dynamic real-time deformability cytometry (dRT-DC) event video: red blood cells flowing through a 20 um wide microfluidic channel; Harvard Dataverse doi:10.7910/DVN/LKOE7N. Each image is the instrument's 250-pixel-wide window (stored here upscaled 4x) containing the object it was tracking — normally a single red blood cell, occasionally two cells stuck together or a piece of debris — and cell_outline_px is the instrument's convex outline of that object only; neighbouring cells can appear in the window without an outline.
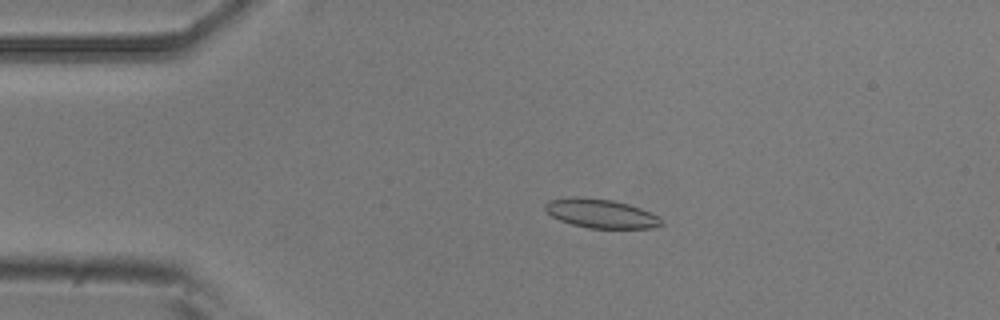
{"species": "common noctule bat (a hibernating species)", "species_latin": "Nyctalus noctula", "temperature_condition": "room temperature", "stored_images_in_passage": 52, "camera_frame_rate_fps": 3000, "um_per_image_px": 0.085, "animal": {"sex": "male", "body_mass_g": 20.5, "forearm_length_mm": 52.5}, "frame": {"image": 1, "passage_image": 11, "time_ms": 3.333, "image_size_px": [1000, 320], "cell_outline_px": [[664, 224], [652, 228], [588, 228], [572, 224], [560, 220], [552, 216], [544, 208], [544, 204], [548, 200], [572, 196], [576, 196], [612, 200], [628, 204], [640, 208], [664, 220]], "centroid_in_image_um": [51.05, 18.14], "position_along_channel_um": 33.9, "area_um2": 19.59}}
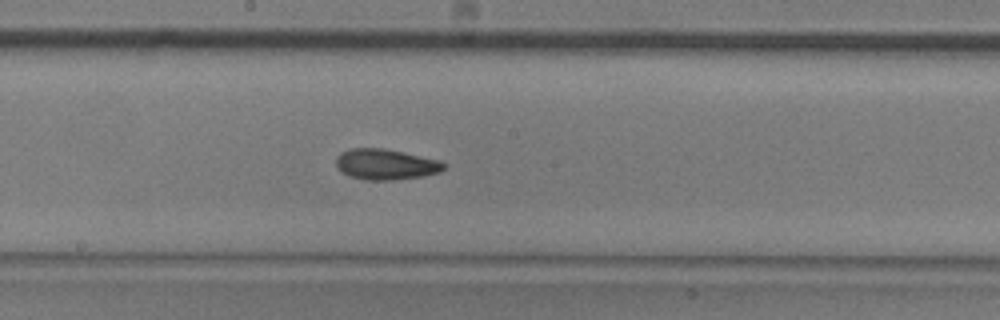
{"frame": {"image": 2, "passage_image": 28, "time_ms": 9.0, "image_size_px": [1000, 320], "cell_outline_px": [[448, 164], [440, 172], [424, 176], [392, 180], [364, 180], [352, 176], [344, 172], [336, 164], [336, 156], [340, 152], [352, 148], [384, 148], [440, 160]], "centroid_in_image_um": [32.82, 13.96], "position_along_channel_um": 215.4, "area_um2": 19.25}}
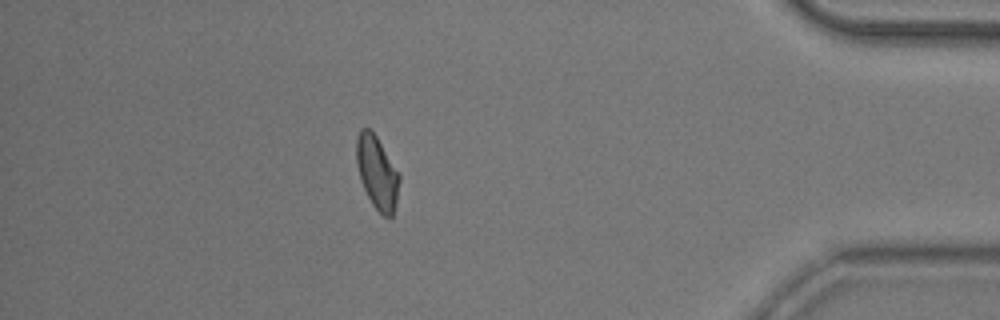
{"frame": {"image": 3, "passage_image": 46, "time_ms": 15.0, "image_size_px": [1000, 320], "cell_outline_px": [[400, 180], [396, 200], [392, 216], [384, 216], [372, 204], [360, 180], [356, 164], [356, 140], [360, 128], [368, 128], [376, 136], [400, 176]], "centroid_in_image_um": [32.02, 14.65], "position_along_channel_um": 403.2, "area_um2": 17.86}, "authors_computed_cell_mechanics": {"area_um2": 18.7561, "velocity_mm_per_s": 3.8632, "shape_relaxation_time_tau1_ms": 6.3376, "shape_relaxation_time_tau2_ms": 2.6005, "deformation_change_tau1": 0.1627, "deformation_change_tau2": 0.0903}}